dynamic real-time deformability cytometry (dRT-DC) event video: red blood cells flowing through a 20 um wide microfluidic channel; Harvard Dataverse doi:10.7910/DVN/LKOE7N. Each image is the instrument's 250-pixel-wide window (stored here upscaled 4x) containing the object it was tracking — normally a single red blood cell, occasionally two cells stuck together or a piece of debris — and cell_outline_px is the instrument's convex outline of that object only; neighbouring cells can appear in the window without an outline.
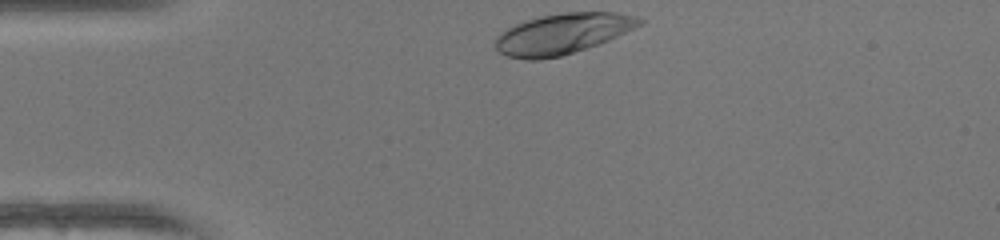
{"species": "human", "species_latin": "Homo sapiens", "temperature_condition": "warm", "stored_images_in_passage": 30, "camera_frame_rate_fps": 3000, "um_per_image_px": 0.085, "donor": {"sex": "female"}, "frame": {"image": 1, "passage_image": 1, "time_ms": 0.0, "image_size_px": [1000, 240], "cell_outline_px": [[648, 20], [600, 44], [560, 56], [540, 60], [524, 60], [508, 56], [500, 52], [496, 48], [496, 36], [508, 28], [516, 24], [540, 16], [564, 12], [612, 12], [636, 16]], "centroid_in_image_um": [47.81, 2.87], "position_along_channel_um": 37.2, "area_um2": 33.81}}
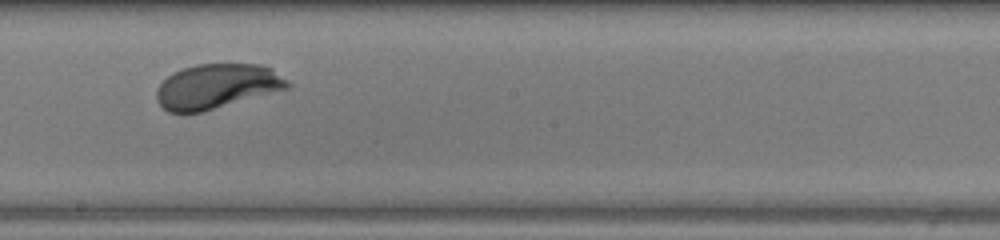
{"frame": {"image": 2, "passage_image": 18, "time_ms": 5.667, "image_size_px": [1000, 240], "cell_outline_px": [[292, 84], [288, 88], [200, 112], [168, 112], [156, 100], [156, 88], [172, 72], [196, 64], [264, 64], [272, 68], [288, 80]], "centroid_in_image_um": [18.43, 7.31], "position_along_channel_um": 229.8, "area_um2": 33.93}}
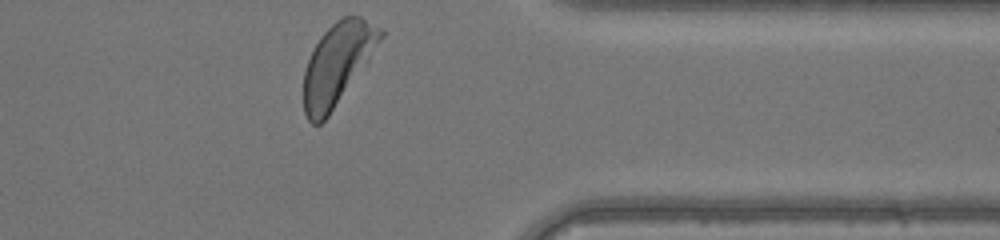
{"frame": {"image": 3, "passage_image": 30, "time_ms": 9.667, "image_size_px": [1000, 240], "cell_outline_px": [[384, 36], [328, 116], [320, 124], [312, 124], [308, 120], [304, 112], [304, 72], [308, 60], [320, 36], [336, 20], [344, 16], [360, 16], [380, 28], [384, 32]], "centroid_in_image_um": [28.66, 5.42], "position_along_channel_um": 382.7, "area_um2": 35.49}, "authors_computed_cell_mechanics": {"area_um2": 34.102, "velocity_mm_per_s": 4.1001, "shape_relaxation_time_tau1_ms": 1.5937, "shape_relaxation_time_tau2_ms": null, "deformation_change_tau1": 0.1455, "deformation_change_tau2": null}}